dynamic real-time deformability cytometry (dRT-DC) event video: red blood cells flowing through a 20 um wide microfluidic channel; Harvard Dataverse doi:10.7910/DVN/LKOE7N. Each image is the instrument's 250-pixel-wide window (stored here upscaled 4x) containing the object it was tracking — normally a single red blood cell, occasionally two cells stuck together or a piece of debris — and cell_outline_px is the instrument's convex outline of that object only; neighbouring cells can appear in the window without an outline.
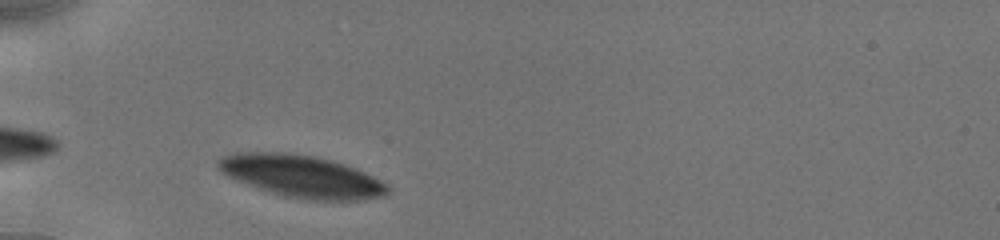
{"species": "human", "species_latin": "Homo sapiens", "temperature_condition": "cold", "stored_images_in_passage": 6, "camera_frame_rate_fps": 3000, "um_per_image_px": 0.085, "donor": {"sex": "male"}, "frame": {"image": 1, "passage_image": 3, "time_ms": 0.667, "image_size_px": [1000, 240], "cell_outline_px": [[392, 188], [384, 196], [364, 200], [308, 200], [284, 196], [248, 184], [228, 176], [220, 172], [216, 168], [216, 160], [224, 156], [236, 152], [288, 152], [312, 156], [344, 164], [356, 168], [380, 180]], "centroid_in_image_um": [25.64, 14.98], "position_along_channel_um": 59.4, "area_um2": 41.56}}
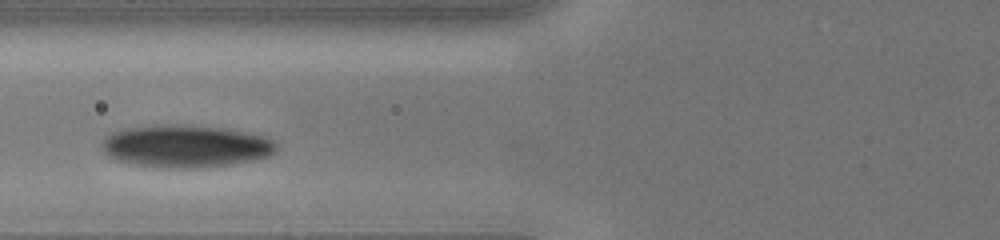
{"frame": {"image": 2, "passage_image": 5, "time_ms": 2.333, "image_size_px": [1000, 240], "cell_outline_px": [[276, 152], [268, 156], [252, 160], [232, 164], [208, 168], [160, 168], [132, 164], [116, 160], [108, 156], [104, 152], [104, 136], [112, 132], [128, 128], [224, 128], [264, 136], [276, 140]], "centroid_in_image_um": [15.84, 12.5], "position_along_channel_um": 110.0, "area_um2": 41.85}}